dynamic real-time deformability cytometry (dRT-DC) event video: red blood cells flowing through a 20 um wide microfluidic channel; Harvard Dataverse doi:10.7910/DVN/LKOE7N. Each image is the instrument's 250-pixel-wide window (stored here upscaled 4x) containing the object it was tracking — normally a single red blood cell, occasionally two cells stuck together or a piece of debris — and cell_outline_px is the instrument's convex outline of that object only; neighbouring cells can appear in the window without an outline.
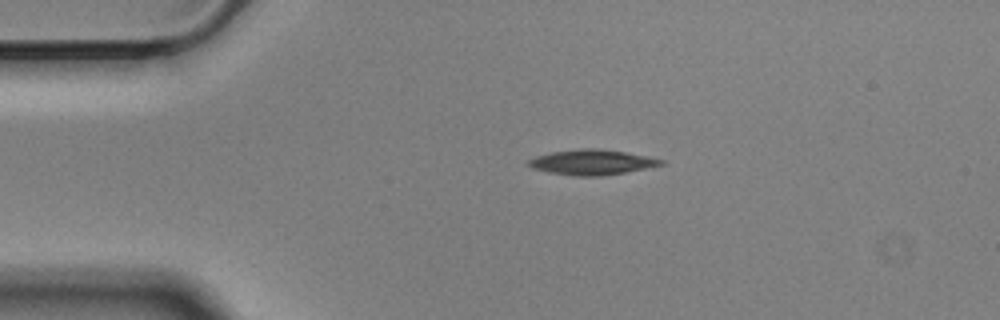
{"species": "Egyptian fruit bat (a non-hibernating species)", "species_latin": "Rousettus aegyptiacus", "temperature_condition": "cold", "stored_images_in_passage": 46, "camera_frame_rate_fps": 3000, "um_per_image_px": 0.085, "animal": {"sex": "male"}, "frame": {"image": 1, "passage_image": 1, "time_ms": 0.0, "image_size_px": [1000, 320], "cell_outline_px": [[664, 164], [624, 172], [600, 176], [576, 176], [548, 172], [532, 168], [524, 164], [528, 160], [536, 156], [552, 152], [580, 148], [592, 148], [624, 152], [664, 160]], "centroid_in_image_um": [50.22, 13.79], "position_along_channel_um": 34.8, "area_um2": 19.13}}
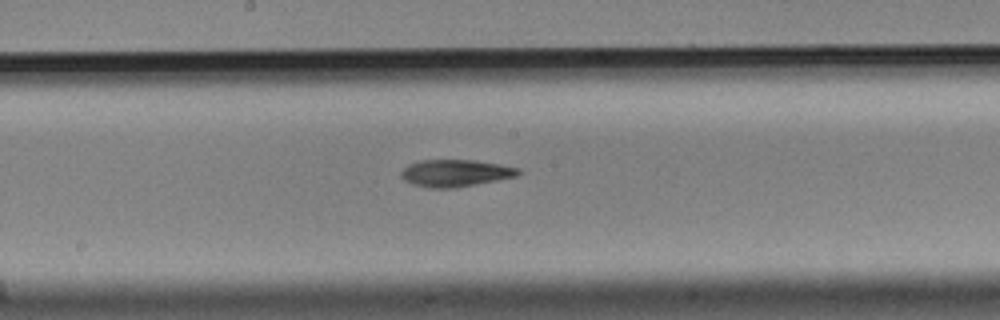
{"frame": {"image": 2, "passage_image": 19, "time_ms": 6.0, "image_size_px": [1000, 320], "cell_outline_px": [[520, 172], [516, 176], [456, 188], [428, 188], [412, 184], [404, 180], [400, 176], [400, 172], [408, 164], [420, 160], [472, 160], [500, 164], [520, 168]], "centroid_in_image_um": [38.67, 14.71], "position_along_channel_um": 209.5, "area_um2": 18.5}}
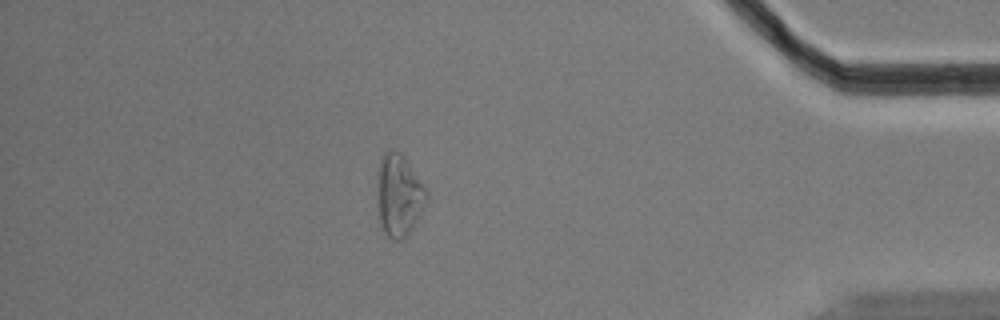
{"frame": {"image": 3, "passage_image": 39, "time_ms": 12.667, "image_size_px": [1000, 320], "cell_outline_px": [[428, 200], [412, 228], [400, 240], [392, 240], [384, 232], [380, 224], [376, 176], [380, 156], [388, 148], [392, 148], [400, 152], [404, 156], [428, 192]], "centroid_in_image_um": [33.88, 16.53], "position_along_channel_um": 401.3, "area_um2": 23.76}, "authors_computed_cell_mechanics": {"area_um2": 19.074, "velocity_mm_per_s": 3.4986, "shape_relaxation_time_tau1_ms": 6.3445, "shape_relaxation_time_tau2_ms": 11.2425, "deformation_change_tau1": 0.156, "deformation_change_tau2": 0.2258}}